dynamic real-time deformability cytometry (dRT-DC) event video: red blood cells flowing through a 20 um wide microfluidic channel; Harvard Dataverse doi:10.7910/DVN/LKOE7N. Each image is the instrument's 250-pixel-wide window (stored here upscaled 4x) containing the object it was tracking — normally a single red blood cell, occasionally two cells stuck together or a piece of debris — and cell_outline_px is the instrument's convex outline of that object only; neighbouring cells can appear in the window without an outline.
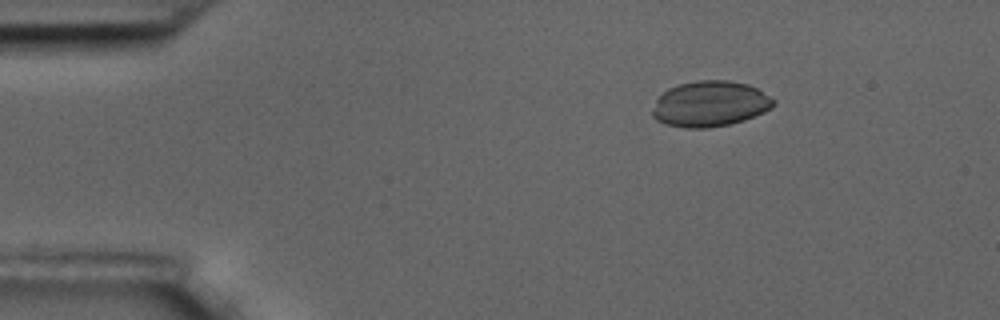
{"species": "common noctule bat (a hibernating species)", "species_latin": "Nyctalus noctula", "temperature_condition": "room temperature", "stored_images_in_passage": 5, "camera_frame_rate_fps": 3000, "um_per_image_px": 0.085, "animal": {"sex": "male", "body_mass_g": 17.5, "forearm_length_mm": 52.3}, "frame": {"image": 1, "passage_image": 3, "time_ms": 0.667, "image_size_px": [1000, 320], "cell_outline_px": [[776, 104], [772, 108], [764, 112], [744, 120], [728, 124], [708, 128], [684, 128], [664, 124], [656, 120], [652, 116], [652, 112], [656, 100], [668, 88], [680, 84], [696, 80], [728, 80], [748, 84], [756, 88], [776, 100]], "centroid_in_image_um": [60.36, 8.83], "position_along_channel_um": 24.6, "area_um2": 32.31}}